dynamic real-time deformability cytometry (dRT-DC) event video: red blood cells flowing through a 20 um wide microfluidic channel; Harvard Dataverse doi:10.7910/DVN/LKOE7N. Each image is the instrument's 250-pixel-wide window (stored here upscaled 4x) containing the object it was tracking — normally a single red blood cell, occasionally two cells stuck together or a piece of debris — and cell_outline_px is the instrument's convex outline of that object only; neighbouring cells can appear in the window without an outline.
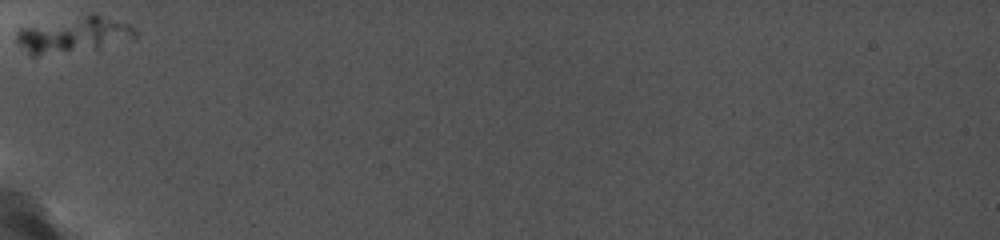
{"species": "common noctule bat (a hibernating species)", "species_latin": "Nyctalus noctula", "temperature_condition": "cold", "stored_images_in_passage": 23, "camera_frame_rate_fps": 5000, "um_per_image_px": 0.085, "animal": {"sex": "female", "body_mass_g": 19.0, "forearm_length_mm": 56.7}, "frame": {"image": 1, "passage_image": 1, "time_ms": 0.0, "image_size_px": [1000, 240], "cell_outline_px": [[136, 36], [96, 52], [36, 56], [32, 56], [16, 44], [16, 32], [20, 24], [92, 12], [132, 24], [136, 28]], "centroid_in_image_um": [6.19, 2.94], "position_along_channel_um": 78.8, "area_um2": 27.4}}
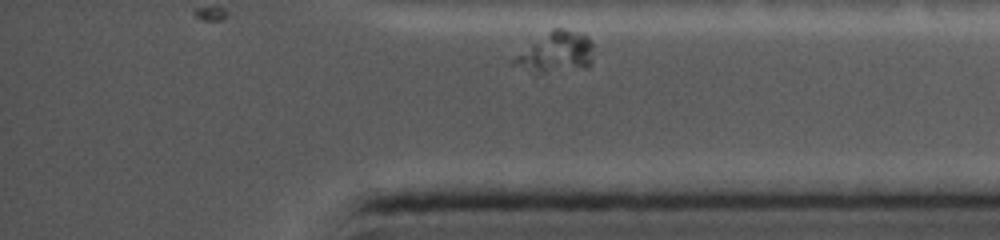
{"frame": {"image": 2, "passage_image": 23, "time_ms": 9.2, "image_size_px": [1000, 240], "cell_outline_px": [[592, 60], [588, 68], [536, 76], [508, 64], [508, 60], [552, 28], [564, 28], [588, 36], [592, 40]], "centroid_in_image_um": [47.18, 4.53], "position_along_channel_um": 388.0, "area_um2": 20.0}}